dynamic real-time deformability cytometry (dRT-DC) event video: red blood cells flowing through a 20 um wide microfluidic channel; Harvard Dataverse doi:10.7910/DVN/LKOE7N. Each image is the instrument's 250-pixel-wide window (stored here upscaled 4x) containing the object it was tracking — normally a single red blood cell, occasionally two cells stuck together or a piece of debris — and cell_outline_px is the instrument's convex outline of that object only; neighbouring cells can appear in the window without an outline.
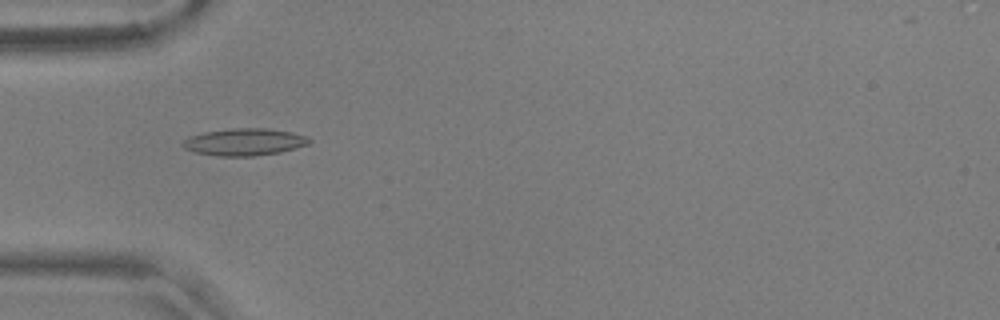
{"species": "common noctule bat (a hibernating species)", "species_latin": "Nyctalus noctula", "temperature_condition": "warm", "stored_images_in_passage": 56, "camera_frame_rate_fps": 3000, "um_per_image_px": 0.085, "animal": {"sex": "male", "body_mass_g": 17.9, "forearm_length_mm": 54.2}, "frame": {"image": 1, "passage_image": 18, "time_ms": 5.667, "image_size_px": [1000, 320], "cell_outline_px": [[312, 140], [308, 144], [280, 152], [256, 156], [216, 156], [196, 152], [184, 148], [180, 144], [188, 136], [204, 132], [232, 128], [268, 128], [292, 132], [308, 136]], "centroid_in_image_um": [20.77, 12.06], "position_along_channel_um": 64.2, "area_um2": 20.11}}
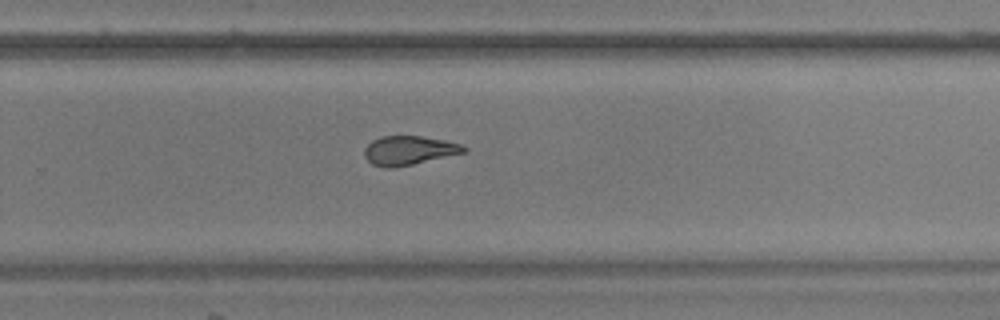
{"frame": {"image": 2, "passage_image": 37, "time_ms": 12.0, "image_size_px": [1000, 320], "cell_outline_px": [[468, 148], [464, 152], [412, 164], [392, 168], [384, 168], [372, 164], [364, 156], [364, 148], [372, 140], [380, 136], [420, 136], [444, 140], [460, 144]], "centroid_in_image_um": [34.7, 12.78], "position_along_channel_um": 295.1, "area_um2": 16.65}}
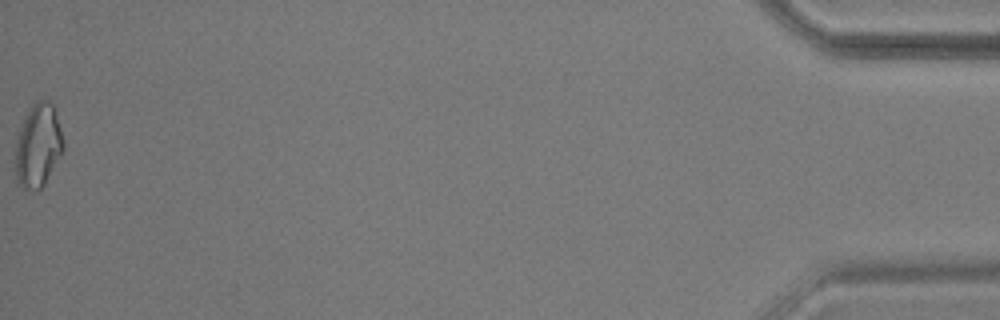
{"frame": {"image": 3, "passage_image": 56, "time_ms": 18.333, "image_size_px": [1000, 320], "cell_outline_px": [[64, 148], [44, 184], [36, 192], [24, 188], [16, 184], [12, 168], [16, 140], [20, 128], [32, 104], [36, 100], [48, 100], [52, 104], [64, 140]], "centroid_in_image_um": [3.17, 12.44], "position_along_channel_um": 432.0, "area_um2": 23.64}, "authors_computed_cell_mechanics": {"area_um2": 17.7157, "velocity_mm_per_s": 3.653, "shape_relaxation_time_tau1_ms": null, "shape_relaxation_time_tau2_ms": 2.5829, "deformation_change_tau1": null, "deformation_change_tau2": 0.1102}}